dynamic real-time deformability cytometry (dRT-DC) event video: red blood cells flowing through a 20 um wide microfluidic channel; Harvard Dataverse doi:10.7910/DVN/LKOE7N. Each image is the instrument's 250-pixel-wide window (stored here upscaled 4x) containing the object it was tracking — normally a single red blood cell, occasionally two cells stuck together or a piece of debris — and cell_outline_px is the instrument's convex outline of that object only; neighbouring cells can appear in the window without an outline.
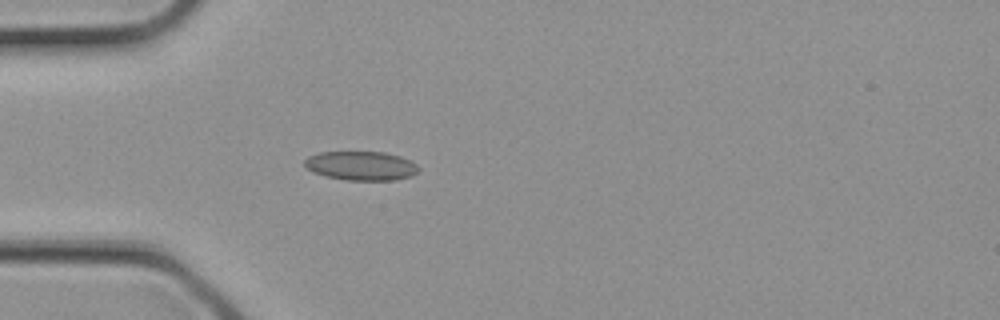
{"species": "common noctule bat (a hibernating species)", "species_latin": "Nyctalus noctula", "temperature_condition": "cold", "stored_images_in_passage": 2, "camera_frame_rate_fps": 3000, "um_per_image_px": 0.085, "animal": {"sex": "female", "body_mass_g": 21.9}, "frame": {"image": 1, "passage_image": 2, "time_ms": 0.333, "image_size_px": [1000, 320], "cell_outline_px": [[420, 168], [412, 176], [396, 180], [348, 180], [324, 176], [312, 172], [304, 164], [304, 160], [308, 156], [320, 152], [384, 152], [400, 156], [416, 164]], "centroid_in_image_um": [30.68, 14.09], "position_along_channel_um": 54.3, "area_um2": 19.31}}